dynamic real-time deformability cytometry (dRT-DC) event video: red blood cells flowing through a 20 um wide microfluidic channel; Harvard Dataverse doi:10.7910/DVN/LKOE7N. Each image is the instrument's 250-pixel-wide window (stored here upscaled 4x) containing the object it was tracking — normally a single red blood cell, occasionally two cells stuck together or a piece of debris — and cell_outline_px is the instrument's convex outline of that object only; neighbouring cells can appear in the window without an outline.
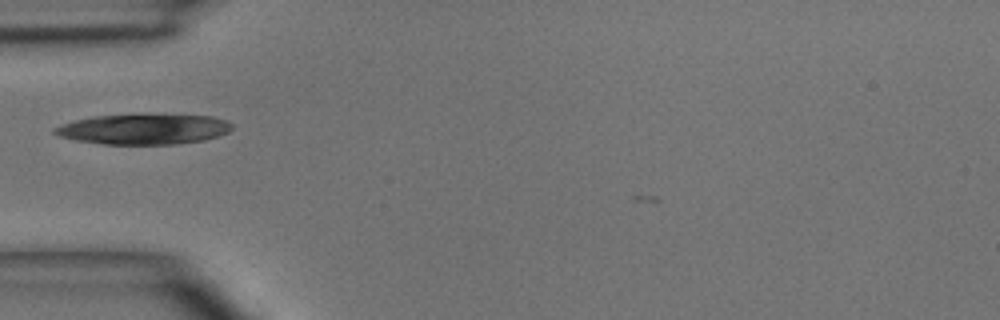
{"species": "common noctule bat (a hibernating species)", "species_latin": "Nyctalus noctula", "temperature_condition": "room temperature", "stored_images_in_passage": 3, "camera_frame_rate_fps": 3000, "um_per_image_px": 0.085, "animal": {"sex": "male", "body_mass_g": 15.6}, "frame": {"image": 1, "passage_image": 2, "time_ms": 1.0, "image_size_px": [1000, 320], "cell_outline_px": [[232, 128], [228, 132], [204, 140], [176, 144], [104, 144], [76, 140], [60, 136], [52, 132], [52, 128], [76, 120], [92, 116], [212, 116], [228, 120], [232, 124]], "centroid_in_image_um": [12.22, 11.0], "position_along_channel_um": 72.8, "area_um2": 30.52}}